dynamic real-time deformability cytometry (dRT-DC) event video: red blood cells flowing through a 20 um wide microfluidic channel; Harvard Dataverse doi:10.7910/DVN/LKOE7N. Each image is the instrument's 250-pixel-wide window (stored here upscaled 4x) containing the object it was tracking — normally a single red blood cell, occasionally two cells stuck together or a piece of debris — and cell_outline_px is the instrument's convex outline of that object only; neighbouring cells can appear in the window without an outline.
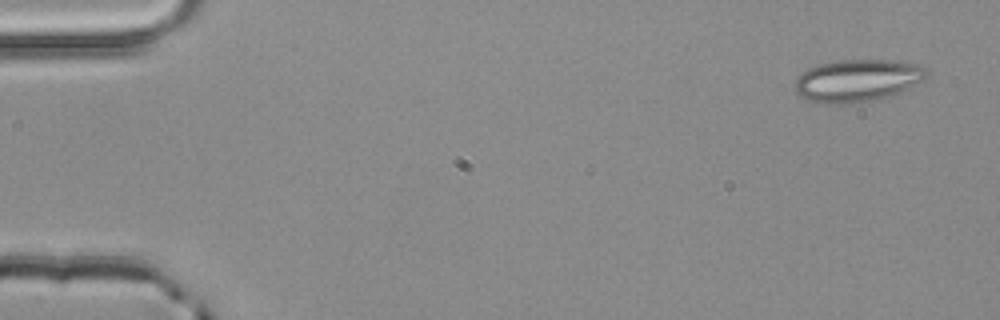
{"species": "common noctule bat (a hibernating species)", "species_latin": "Nyctalus noctula", "temperature_condition": "room temperature", "stored_images_in_passage": 4, "camera_frame_rate_fps": 3000, "um_per_image_px": 0.085, "animal": {"sex": "male", "body_mass_g": 20.4}, "frame": {"image": 1, "passage_image": 1, "time_ms": 0.0, "image_size_px": [1000, 320], "cell_outline_px": [[928, 76], [924, 80], [900, 92], [872, 100], [848, 104], [828, 104], [808, 100], [796, 96], [796, 80], [808, 68], [820, 64], [836, 60], [896, 60], [920, 64], [928, 72]], "centroid_in_image_um": [72.89, 6.84], "position_along_channel_um": 12.1, "area_um2": 32.54}}